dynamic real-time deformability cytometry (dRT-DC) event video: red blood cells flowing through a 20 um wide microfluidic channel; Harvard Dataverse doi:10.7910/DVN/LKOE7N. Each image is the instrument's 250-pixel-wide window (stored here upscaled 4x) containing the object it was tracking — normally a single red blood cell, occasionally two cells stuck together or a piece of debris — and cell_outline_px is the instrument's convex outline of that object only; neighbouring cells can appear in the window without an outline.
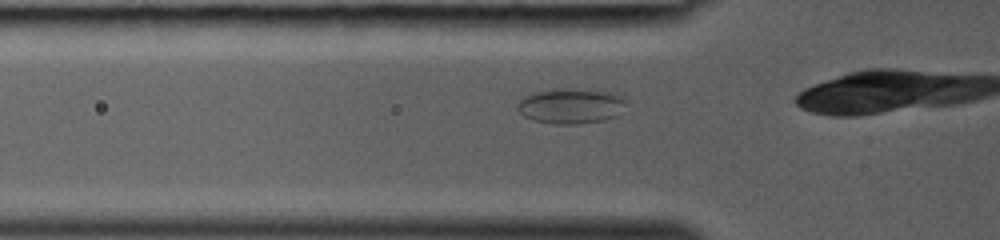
{"species": "common noctule bat (a hibernating species)", "species_latin": "Nyctalus noctula", "temperature_condition": "room temperature", "stored_images_in_passage": 11, "camera_frame_rate_fps": 3000, "um_per_image_px": 0.085, "animal": {"sex": "female", "body_mass_g": 19.0, "forearm_length_mm": 53.3}, "frame": {"image": 1, "passage_image": 7, "time_ms": 2.0, "image_size_px": [1000, 240], "cell_outline_px": [[624, 104], [616, 116], [604, 120], [580, 124], [556, 124], [532, 120], [524, 116], [516, 108], [516, 104], [524, 96], [536, 92], [552, 88], [568, 88], [608, 92], [620, 96], [624, 100]], "centroid_in_image_um": [48.45, 9.01], "position_along_channel_um": 77.4, "area_um2": 22.2}}